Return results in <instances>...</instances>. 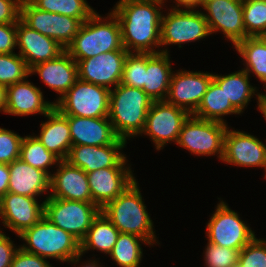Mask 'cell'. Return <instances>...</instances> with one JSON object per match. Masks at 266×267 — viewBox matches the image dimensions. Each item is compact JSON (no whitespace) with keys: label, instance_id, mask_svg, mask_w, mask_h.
<instances>
[{"label":"cell","instance_id":"obj_44","mask_svg":"<svg viewBox=\"0 0 266 267\" xmlns=\"http://www.w3.org/2000/svg\"><path fill=\"white\" fill-rule=\"evenodd\" d=\"M19 248L0 230V267H10L14 254Z\"/></svg>","mask_w":266,"mask_h":267},{"label":"cell","instance_id":"obj_24","mask_svg":"<svg viewBox=\"0 0 266 267\" xmlns=\"http://www.w3.org/2000/svg\"><path fill=\"white\" fill-rule=\"evenodd\" d=\"M65 116L70 127L72 145L104 146L112 144L118 138L109 117Z\"/></svg>","mask_w":266,"mask_h":267},{"label":"cell","instance_id":"obj_28","mask_svg":"<svg viewBox=\"0 0 266 267\" xmlns=\"http://www.w3.org/2000/svg\"><path fill=\"white\" fill-rule=\"evenodd\" d=\"M250 74L244 69L230 73L227 75L213 74V80L224 91L227 100H230L232 106L241 114L247 107L251 98L259 93L256 87H253L249 82ZM257 92V94H255Z\"/></svg>","mask_w":266,"mask_h":267},{"label":"cell","instance_id":"obj_37","mask_svg":"<svg viewBox=\"0 0 266 267\" xmlns=\"http://www.w3.org/2000/svg\"><path fill=\"white\" fill-rule=\"evenodd\" d=\"M146 70V53L129 52L123 69L121 84L143 88Z\"/></svg>","mask_w":266,"mask_h":267},{"label":"cell","instance_id":"obj_22","mask_svg":"<svg viewBox=\"0 0 266 267\" xmlns=\"http://www.w3.org/2000/svg\"><path fill=\"white\" fill-rule=\"evenodd\" d=\"M40 89L26 79L8 86L4 113L14 116L38 113L45 116L54 107V102L45 101Z\"/></svg>","mask_w":266,"mask_h":267},{"label":"cell","instance_id":"obj_27","mask_svg":"<svg viewBox=\"0 0 266 267\" xmlns=\"http://www.w3.org/2000/svg\"><path fill=\"white\" fill-rule=\"evenodd\" d=\"M169 53H146V70L142 90L153 100H165L172 71Z\"/></svg>","mask_w":266,"mask_h":267},{"label":"cell","instance_id":"obj_42","mask_svg":"<svg viewBox=\"0 0 266 267\" xmlns=\"http://www.w3.org/2000/svg\"><path fill=\"white\" fill-rule=\"evenodd\" d=\"M16 42V23L0 24V53L11 54Z\"/></svg>","mask_w":266,"mask_h":267},{"label":"cell","instance_id":"obj_43","mask_svg":"<svg viewBox=\"0 0 266 267\" xmlns=\"http://www.w3.org/2000/svg\"><path fill=\"white\" fill-rule=\"evenodd\" d=\"M21 4L17 0H0V24L17 23Z\"/></svg>","mask_w":266,"mask_h":267},{"label":"cell","instance_id":"obj_8","mask_svg":"<svg viewBox=\"0 0 266 267\" xmlns=\"http://www.w3.org/2000/svg\"><path fill=\"white\" fill-rule=\"evenodd\" d=\"M228 125L218 121L203 120L193 115L183 123L176 145L198 156H215L222 160L224 138Z\"/></svg>","mask_w":266,"mask_h":267},{"label":"cell","instance_id":"obj_7","mask_svg":"<svg viewBox=\"0 0 266 267\" xmlns=\"http://www.w3.org/2000/svg\"><path fill=\"white\" fill-rule=\"evenodd\" d=\"M101 209L94 203L51 198L44 200V217L80 242Z\"/></svg>","mask_w":266,"mask_h":267},{"label":"cell","instance_id":"obj_14","mask_svg":"<svg viewBox=\"0 0 266 267\" xmlns=\"http://www.w3.org/2000/svg\"><path fill=\"white\" fill-rule=\"evenodd\" d=\"M126 143V140L117 138L112 144L104 146L72 145L66 161L86 173L103 168H130L125 166L128 160L120 151Z\"/></svg>","mask_w":266,"mask_h":267},{"label":"cell","instance_id":"obj_38","mask_svg":"<svg viewBox=\"0 0 266 267\" xmlns=\"http://www.w3.org/2000/svg\"><path fill=\"white\" fill-rule=\"evenodd\" d=\"M239 252L208 242L204 251L206 267H233L238 264Z\"/></svg>","mask_w":266,"mask_h":267},{"label":"cell","instance_id":"obj_32","mask_svg":"<svg viewBox=\"0 0 266 267\" xmlns=\"http://www.w3.org/2000/svg\"><path fill=\"white\" fill-rule=\"evenodd\" d=\"M140 243L149 244L136 235L120 233L109 255L119 267H139L143 258V248Z\"/></svg>","mask_w":266,"mask_h":267},{"label":"cell","instance_id":"obj_45","mask_svg":"<svg viewBox=\"0 0 266 267\" xmlns=\"http://www.w3.org/2000/svg\"><path fill=\"white\" fill-rule=\"evenodd\" d=\"M10 171L8 164L0 163V198L8 192Z\"/></svg>","mask_w":266,"mask_h":267},{"label":"cell","instance_id":"obj_36","mask_svg":"<svg viewBox=\"0 0 266 267\" xmlns=\"http://www.w3.org/2000/svg\"><path fill=\"white\" fill-rule=\"evenodd\" d=\"M243 20L247 37H257L266 29V0H243Z\"/></svg>","mask_w":266,"mask_h":267},{"label":"cell","instance_id":"obj_51","mask_svg":"<svg viewBox=\"0 0 266 267\" xmlns=\"http://www.w3.org/2000/svg\"><path fill=\"white\" fill-rule=\"evenodd\" d=\"M213 0H200V6L203 7L205 4Z\"/></svg>","mask_w":266,"mask_h":267},{"label":"cell","instance_id":"obj_5","mask_svg":"<svg viewBox=\"0 0 266 267\" xmlns=\"http://www.w3.org/2000/svg\"><path fill=\"white\" fill-rule=\"evenodd\" d=\"M18 237L26 242L19 246L25 252L75 265L81 260L80 241L45 217Z\"/></svg>","mask_w":266,"mask_h":267},{"label":"cell","instance_id":"obj_4","mask_svg":"<svg viewBox=\"0 0 266 267\" xmlns=\"http://www.w3.org/2000/svg\"><path fill=\"white\" fill-rule=\"evenodd\" d=\"M146 209L135 180L115 200L108 202L101 209V213L120 233L141 237L151 246L158 242L153 231V222Z\"/></svg>","mask_w":266,"mask_h":267},{"label":"cell","instance_id":"obj_13","mask_svg":"<svg viewBox=\"0 0 266 267\" xmlns=\"http://www.w3.org/2000/svg\"><path fill=\"white\" fill-rule=\"evenodd\" d=\"M128 53L127 50H114L79 60L76 62L78 78L111 90L121 83Z\"/></svg>","mask_w":266,"mask_h":267},{"label":"cell","instance_id":"obj_2","mask_svg":"<svg viewBox=\"0 0 266 267\" xmlns=\"http://www.w3.org/2000/svg\"><path fill=\"white\" fill-rule=\"evenodd\" d=\"M114 50L126 49L122 44L120 22L112 11L105 18L95 11L65 49L76 62Z\"/></svg>","mask_w":266,"mask_h":267},{"label":"cell","instance_id":"obj_29","mask_svg":"<svg viewBox=\"0 0 266 267\" xmlns=\"http://www.w3.org/2000/svg\"><path fill=\"white\" fill-rule=\"evenodd\" d=\"M119 234V230L100 212L80 242V254L83 255L90 249H97L109 255Z\"/></svg>","mask_w":266,"mask_h":267},{"label":"cell","instance_id":"obj_10","mask_svg":"<svg viewBox=\"0 0 266 267\" xmlns=\"http://www.w3.org/2000/svg\"><path fill=\"white\" fill-rule=\"evenodd\" d=\"M162 15L160 46L178 45L197 41L211 35L204 12L201 10L168 9Z\"/></svg>","mask_w":266,"mask_h":267},{"label":"cell","instance_id":"obj_31","mask_svg":"<svg viewBox=\"0 0 266 267\" xmlns=\"http://www.w3.org/2000/svg\"><path fill=\"white\" fill-rule=\"evenodd\" d=\"M234 47L245 62L243 69L256 75L266 86V46L258 37H247Z\"/></svg>","mask_w":266,"mask_h":267},{"label":"cell","instance_id":"obj_26","mask_svg":"<svg viewBox=\"0 0 266 267\" xmlns=\"http://www.w3.org/2000/svg\"><path fill=\"white\" fill-rule=\"evenodd\" d=\"M44 117L48 120L41 123L40 135L35 137L49 152L60 160H66L72 146L68 119L56 107H53Z\"/></svg>","mask_w":266,"mask_h":267},{"label":"cell","instance_id":"obj_23","mask_svg":"<svg viewBox=\"0 0 266 267\" xmlns=\"http://www.w3.org/2000/svg\"><path fill=\"white\" fill-rule=\"evenodd\" d=\"M29 73L38 74L45 85L60 95L58 100L78 79L77 63L66 51L53 60L32 66Z\"/></svg>","mask_w":266,"mask_h":267},{"label":"cell","instance_id":"obj_41","mask_svg":"<svg viewBox=\"0 0 266 267\" xmlns=\"http://www.w3.org/2000/svg\"><path fill=\"white\" fill-rule=\"evenodd\" d=\"M10 267H52L46 258L25 252L22 248L14 254Z\"/></svg>","mask_w":266,"mask_h":267},{"label":"cell","instance_id":"obj_17","mask_svg":"<svg viewBox=\"0 0 266 267\" xmlns=\"http://www.w3.org/2000/svg\"><path fill=\"white\" fill-rule=\"evenodd\" d=\"M44 217V201L7 192L0 198V218L3 226L18 236Z\"/></svg>","mask_w":266,"mask_h":267},{"label":"cell","instance_id":"obj_39","mask_svg":"<svg viewBox=\"0 0 266 267\" xmlns=\"http://www.w3.org/2000/svg\"><path fill=\"white\" fill-rule=\"evenodd\" d=\"M240 267H266V241L254 237L240 252Z\"/></svg>","mask_w":266,"mask_h":267},{"label":"cell","instance_id":"obj_11","mask_svg":"<svg viewBox=\"0 0 266 267\" xmlns=\"http://www.w3.org/2000/svg\"><path fill=\"white\" fill-rule=\"evenodd\" d=\"M189 116L186 110L166 100L153 101L142 133L152 139L159 151L171 141L177 143L182 125Z\"/></svg>","mask_w":266,"mask_h":267},{"label":"cell","instance_id":"obj_40","mask_svg":"<svg viewBox=\"0 0 266 267\" xmlns=\"http://www.w3.org/2000/svg\"><path fill=\"white\" fill-rule=\"evenodd\" d=\"M23 137L0 127V163L10 164L20 158Z\"/></svg>","mask_w":266,"mask_h":267},{"label":"cell","instance_id":"obj_21","mask_svg":"<svg viewBox=\"0 0 266 267\" xmlns=\"http://www.w3.org/2000/svg\"><path fill=\"white\" fill-rule=\"evenodd\" d=\"M57 172L50 176L51 198L83 201L92 203L87 173L79 167L61 160Z\"/></svg>","mask_w":266,"mask_h":267},{"label":"cell","instance_id":"obj_18","mask_svg":"<svg viewBox=\"0 0 266 267\" xmlns=\"http://www.w3.org/2000/svg\"><path fill=\"white\" fill-rule=\"evenodd\" d=\"M222 161L240 167L266 169V145L254 135L227 128Z\"/></svg>","mask_w":266,"mask_h":267},{"label":"cell","instance_id":"obj_15","mask_svg":"<svg viewBox=\"0 0 266 267\" xmlns=\"http://www.w3.org/2000/svg\"><path fill=\"white\" fill-rule=\"evenodd\" d=\"M202 8L211 34L221 31L233 46L246 38L243 0H213Z\"/></svg>","mask_w":266,"mask_h":267},{"label":"cell","instance_id":"obj_19","mask_svg":"<svg viewBox=\"0 0 266 267\" xmlns=\"http://www.w3.org/2000/svg\"><path fill=\"white\" fill-rule=\"evenodd\" d=\"M16 42L20 49L18 54L29 69L38 63L53 60L65 51L56 40L29 28L21 20L16 23Z\"/></svg>","mask_w":266,"mask_h":267},{"label":"cell","instance_id":"obj_35","mask_svg":"<svg viewBox=\"0 0 266 267\" xmlns=\"http://www.w3.org/2000/svg\"><path fill=\"white\" fill-rule=\"evenodd\" d=\"M25 60L16 53H0V84L8 87L30 76Z\"/></svg>","mask_w":266,"mask_h":267},{"label":"cell","instance_id":"obj_6","mask_svg":"<svg viewBox=\"0 0 266 267\" xmlns=\"http://www.w3.org/2000/svg\"><path fill=\"white\" fill-rule=\"evenodd\" d=\"M109 101V89L78 78L54 107L64 115L100 118L109 116Z\"/></svg>","mask_w":266,"mask_h":267},{"label":"cell","instance_id":"obj_25","mask_svg":"<svg viewBox=\"0 0 266 267\" xmlns=\"http://www.w3.org/2000/svg\"><path fill=\"white\" fill-rule=\"evenodd\" d=\"M8 166V192L36 198L50 190V176L46 172L30 166L21 159L14 160Z\"/></svg>","mask_w":266,"mask_h":267},{"label":"cell","instance_id":"obj_16","mask_svg":"<svg viewBox=\"0 0 266 267\" xmlns=\"http://www.w3.org/2000/svg\"><path fill=\"white\" fill-rule=\"evenodd\" d=\"M212 79L213 74L208 72L187 70L174 72L165 100L192 115L198 108Z\"/></svg>","mask_w":266,"mask_h":267},{"label":"cell","instance_id":"obj_12","mask_svg":"<svg viewBox=\"0 0 266 267\" xmlns=\"http://www.w3.org/2000/svg\"><path fill=\"white\" fill-rule=\"evenodd\" d=\"M20 20L29 28L56 40L65 49L83 24L77 18L36 8L31 2L21 4Z\"/></svg>","mask_w":266,"mask_h":267},{"label":"cell","instance_id":"obj_9","mask_svg":"<svg viewBox=\"0 0 266 267\" xmlns=\"http://www.w3.org/2000/svg\"><path fill=\"white\" fill-rule=\"evenodd\" d=\"M210 243L241 251L254 237L250 226L241 220L239 214L231 210L223 200L217 204L206 226Z\"/></svg>","mask_w":266,"mask_h":267},{"label":"cell","instance_id":"obj_49","mask_svg":"<svg viewBox=\"0 0 266 267\" xmlns=\"http://www.w3.org/2000/svg\"><path fill=\"white\" fill-rule=\"evenodd\" d=\"M79 267H102L101 265H99V262L97 260H89L87 261V263L85 262V264L79 266Z\"/></svg>","mask_w":266,"mask_h":267},{"label":"cell","instance_id":"obj_50","mask_svg":"<svg viewBox=\"0 0 266 267\" xmlns=\"http://www.w3.org/2000/svg\"><path fill=\"white\" fill-rule=\"evenodd\" d=\"M261 42L266 46V29L257 36Z\"/></svg>","mask_w":266,"mask_h":267},{"label":"cell","instance_id":"obj_20","mask_svg":"<svg viewBox=\"0 0 266 267\" xmlns=\"http://www.w3.org/2000/svg\"><path fill=\"white\" fill-rule=\"evenodd\" d=\"M92 203L102 209L136 179L131 168H103L87 173Z\"/></svg>","mask_w":266,"mask_h":267},{"label":"cell","instance_id":"obj_34","mask_svg":"<svg viewBox=\"0 0 266 267\" xmlns=\"http://www.w3.org/2000/svg\"><path fill=\"white\" fill-rule=\"evenodd\" d=\"M36 8L71 16L85 22L94 12L86 0H32Z\"/></svg>","mask_w":266,"mask_h":267},{"label":"cell","instance_id":"obj_33","mask_svg":"<svg viewBox=\"0 0 266 267\" xmlns=\"http://www.w3.org/2000/svg\"><path fill=\"white\" fill-rule=\"evenodd\" d=\"M19 159L46 172L49 176H51V172L48 171V168L61 161L56 155L49 152L34 135L23 137Z\"/></svg>","mask_w":266,"mask_h":267},{"label":"cell","instance_id":"obj_30","mask_svg":"<svg viewBox=\"0 0 266 267\" xmlns=\"http://www.w3.org/2000/svg\"><path fill=\"white\" fill-rule=\"evenodd\" d=\"M240 114L227 100L221 87L212 79L202 100L192 114L194 117L203 120L218 121L226 124L223 116Z\"/></svg>","mask_w":266,"mask_h":267},{"label":"cell","instance_id":"obj_46","mask_svg":"<svg viewBox=\"0 0 266 267\" xmlns=\"http://www.w3.org/2000/svg\"><path fill=\"white\" fill-rule=\"evenodd\" d=\"M167 1V0H166ZM175 5L173 9H181L184 7L185 10H195L196 7L200 6V0H174Z\"/></svg>","mask_w":266,"mask_h":267},{"label":"cell","instance_id":"obj_3","mask_svg":"<svg viewBox=\"0 0 266 267\" xmlns=\"http://www.w3.org/2000/svg\"><path fill=\"white\" fill-rule=\"evenodd\" d=\"M153 100L140 88L118 84L110 90L109 120L118 138L141 134Z\"/></svg>","mask_w":266,"mask_h":267},{"label":"cell","instance_id":"obj_48","mask_svg":"<svg viewBox=\"0 0 266 267\" xmlns=\"http://www.w3.org/2000/svg\"><path fill=\"white\" fill-rule=\"evenodd\" d=\"M7 87L0 84V112H5Z\"/></svg>","mask_w":266,"mask_h":267},{"label":"cell","instance_id":"obj_52","mask_svg":"<svg viewBox=\"0 0 266 267\" xmlns=\"http://www.w3.org/2000/svg\"><path fill=\"white\" fill-rule=\"evenodd\" d=\"M20 4L30 3L32 0H17Z\"/></svg>","mask_w":266,"mask_h":267},{"label":"cell","instance_id":"obj_47","mask_svg":"<svg viewBox=\"0 0 266 267\" xmlns=\"http://www.w3.org/2000/svg\"><path fill=\"white\" fill-rule=\"evenodd\" d=\"M258 101H257V105H258V110L263 114V117L265 118L266 120V95L263 93L260 94L259 92V95L257 96L256 98Z\"/></svg>","mask_w":266,"mask_h":267},{"label":"cell","instance_id":"obj_1","mask_svg":"<svg viewBox=\"0 0 266 267\" xmlns=\"http://www.w3.org/2000/svg\"><path fill=\"white\" fill-rule=\"evenodd\" d=\"M165 0H119L112 12L121 26L122 44L128 52L169 53L160 47L161 19ZM162 6V7H161ZM132 48V49H131Z\"/></svg>","mask_w":266,"mask_h":267}]
</instances>
